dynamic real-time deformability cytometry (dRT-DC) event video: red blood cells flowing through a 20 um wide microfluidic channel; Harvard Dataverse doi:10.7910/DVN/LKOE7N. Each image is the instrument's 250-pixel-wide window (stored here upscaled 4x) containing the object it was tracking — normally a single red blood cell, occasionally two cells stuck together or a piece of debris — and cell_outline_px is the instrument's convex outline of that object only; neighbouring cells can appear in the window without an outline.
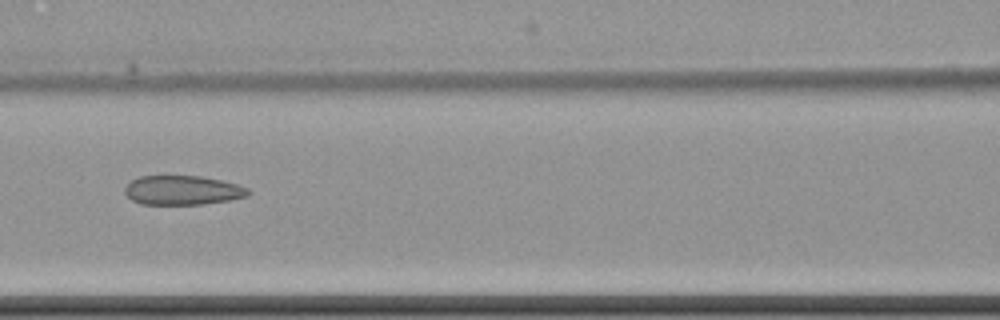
{"species": "common noctule bat (a hibernating species)", "species_latin": "Nyctalus noctula", "temperature_condition": "cold", "stored_images_in_passage": 7, "camera_frame_rate_fps": 3000, "um_per_image_px": 0.085, "animal": {"sex": "female", "body_mass_g": 22.7, "forearm_length_mm": 54.2}, "frame": {"image": 1, "passage_image": 4, "time_ms": 3.667, "image_size_px": [1000, 320], "cell_outline_px": [[252, 192], [248, 196], [232, 200], [200, 204], [140, 204], [132, 200], [124, 192], [124, 188], [132, 180], [140, 176], [200, 176], [220, 180], [236, 184], [248, 188]], "centroid_in_image_um": [15.54, 16.17], "position_along_channel_um": 151.1, "area_um2": 21.04}}
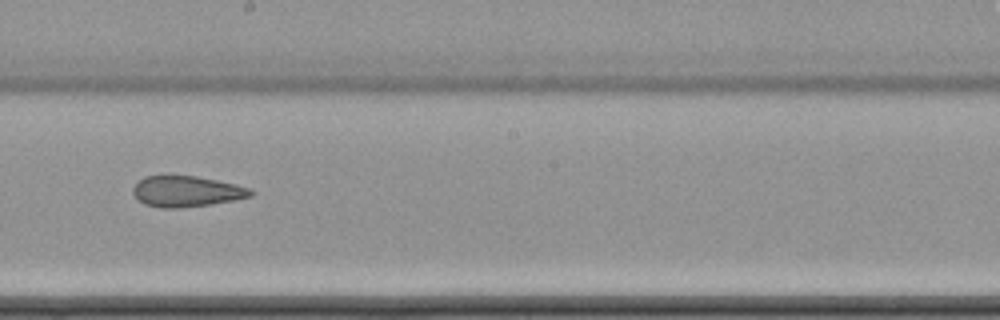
{"frame": {"image": 2, "passage_image": 6, "time_ms": 6.0, "image_size_px": [1000, 320], "cell_outline_px": [[256, 192], [252, 196], [236, 200], [212, 204], [176, 208], [160, 208], [144, 204], [132, 192], [132, 188], [144, 176], [196, 176], [236, 184], [252, 188]], "centroid_in_image_um": [15.91, 16.27], "position_along_channel_um": 232.3, "area_um2": 21.21}}
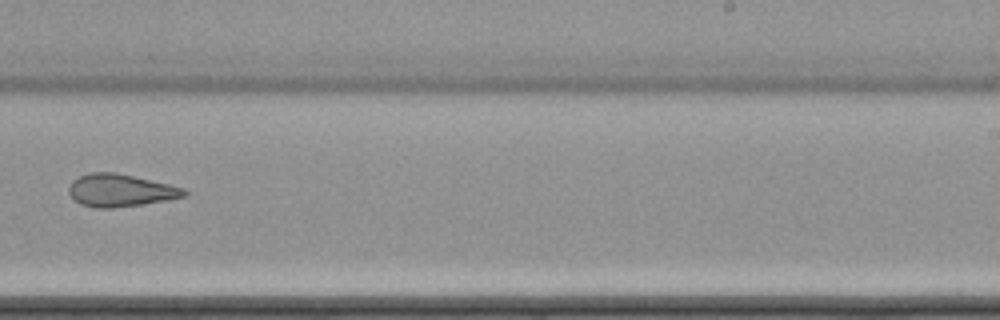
{"frame": {"image": 3, "passage_image": 7, "time_ms": 7.333, "image_size_px": [1000, 320], "cell_outline_px": [[188, 196], [168, 200], [144, 204], [112, 208], [96, 208], [80, 204], [68, 192], [68, 188], [72, 180], [88, 172], [116, 172], [168, 184], [184, 188], [188, 192]], "centroid_in_image_um": [10.24, 16.18], "position_along_channel_um": 278.8, "area_um2": 21.96}}